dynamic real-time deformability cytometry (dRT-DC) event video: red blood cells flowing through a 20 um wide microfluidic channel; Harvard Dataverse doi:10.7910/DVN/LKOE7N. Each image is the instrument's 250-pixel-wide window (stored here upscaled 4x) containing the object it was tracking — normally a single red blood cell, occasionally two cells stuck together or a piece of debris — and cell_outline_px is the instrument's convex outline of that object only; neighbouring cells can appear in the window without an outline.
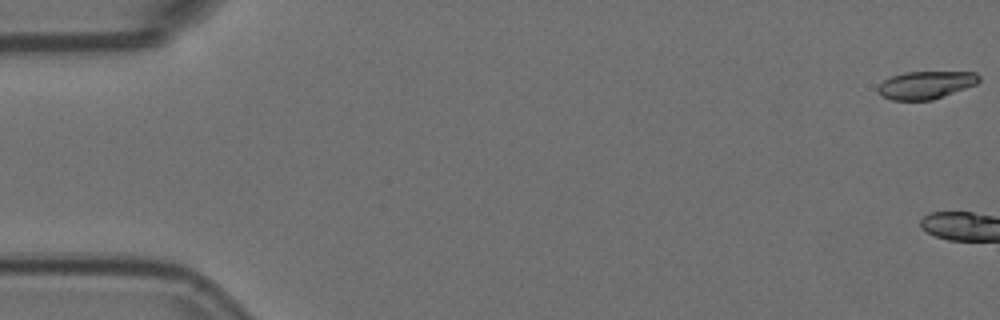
{"species": "Egyptian fruit bat (a non-hibernating species)", "species_latin": "Rousettus aegyptiacus", "temperature_condition": "room temperature", "stored_images_in_passage": 3, "camera_frame_rate_fps": 3000, "um_per_image_px": 0.085, "animal": {"sex": "female"}, "frame": {"image": 1, "passage_image": 1, "time_ms": 0.0, "image_size_px": [1000, 320], "cell_outline_px": [[980, 80], [976, 84], [932, 100], [892, 100], [884, 96], [876, 88], [884, 80], [892, 76], [904, 72], [976, 72], [980, 76]], "centroid_in_image_um": [78.7, 7.21], "position_along_channel_um": 6.3, "area_um2": 16.13}}